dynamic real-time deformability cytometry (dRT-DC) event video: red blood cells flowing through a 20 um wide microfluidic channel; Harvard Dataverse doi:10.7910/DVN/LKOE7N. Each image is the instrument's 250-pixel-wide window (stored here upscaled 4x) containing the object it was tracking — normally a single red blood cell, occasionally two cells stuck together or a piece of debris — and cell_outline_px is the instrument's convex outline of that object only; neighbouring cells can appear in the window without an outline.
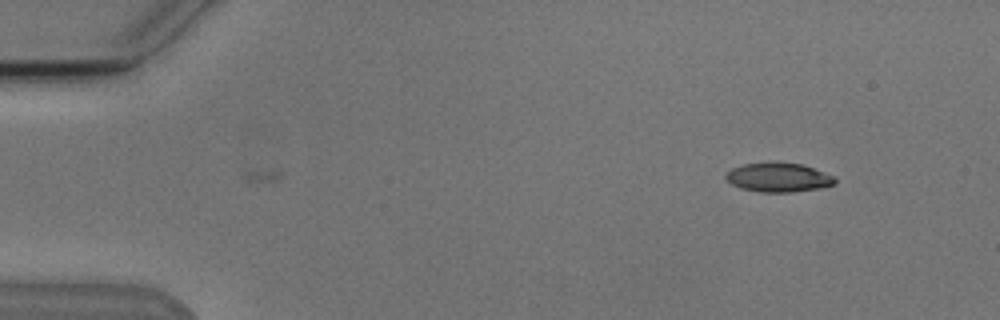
{"species": "Egyptian fruit bat (a non-hibernating species)", "species_latin": "Rousettus aegyptiacus", "temperature_condition": "cold", "stored_images_in_passage": 3, "camera_frame_rate_fps": 3000, "um_per_image_px": 0.085, "animal": {"sex": "male"}, "frame": {"image": 1, "passage_image": 3, "time_ms": 2.333, "image_size_px": [1000, 320], "cell_outline_px": [[836, 184], [816, 188], [792, 192], [760, 192], [740, 188], [732, 184], [724, 176], [732, 168], [744, 164], [800, 164], [836, 176]], "centroid_in_image_um": [66.18, 15.11], "position_along_channel_um": 18.8, "area_um2": 17.92}}